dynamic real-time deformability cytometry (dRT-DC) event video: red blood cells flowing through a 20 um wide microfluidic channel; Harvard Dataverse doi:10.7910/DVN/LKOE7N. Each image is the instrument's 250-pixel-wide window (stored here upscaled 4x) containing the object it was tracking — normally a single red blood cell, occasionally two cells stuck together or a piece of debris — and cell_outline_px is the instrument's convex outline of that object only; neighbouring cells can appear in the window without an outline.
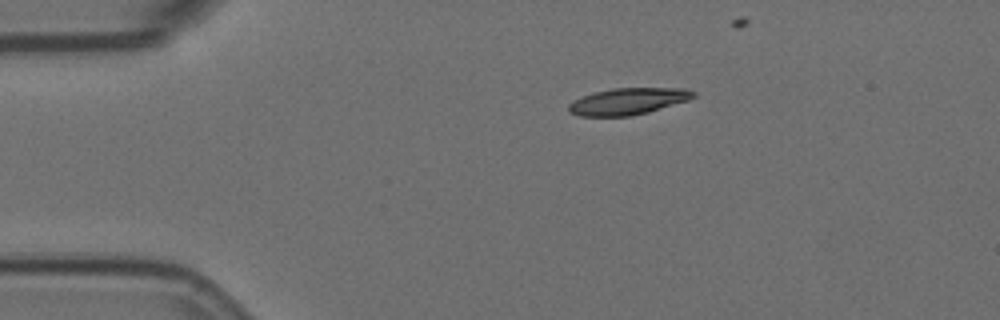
{"species": "Egyptian fruit bat (a non-hibernating species)", "species_latin": "Rousettus aegyptiacus", "temperature_condition": "room temperature", "stored_images_in_passage": 9, "camera_frame_rate_fps": 3000, "um_per_image_px": 0.085, "animal": {"sex": "female"}, "frame": {"image": 1, "passage_image": 1, "time_ms": 0.0, "image_size_px": [1000, 320], "cell_outline_px": [[696, 96], [688, 100], [648, 112], [632, 116], [580, 116], [568, 112], [568, 104], [584, 96], [596, 92], [612, 88], [688, 88], [696, 92]], "centroid_in_image_um": [53.42, 8.61], "position_along_channel_um": 31.6, "area_um2": 19.31}}
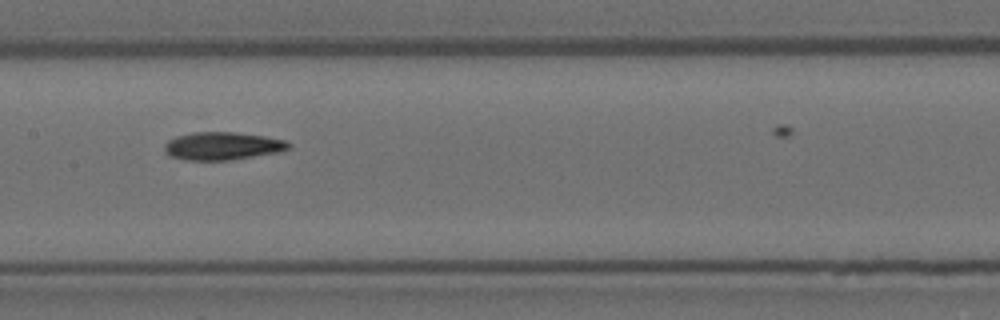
{"frame": {"image": 2, "passage_image": 6, "time_ms": 1.667, "image_size_px": [1000, 320], "cell_outline_px": [[292, 148], [284, 152], [232, 160], [184, 160], [172, 156], [164, 152], [164, 144], [168, 140], [176, 136], [192, 132], [236, 132], [264, 136], [288, 140], [292, 144]], "centroid_in_image_um": [18.99, 12.41], "position_along_channel_um": 188.4, "area_um2": 20.69}}
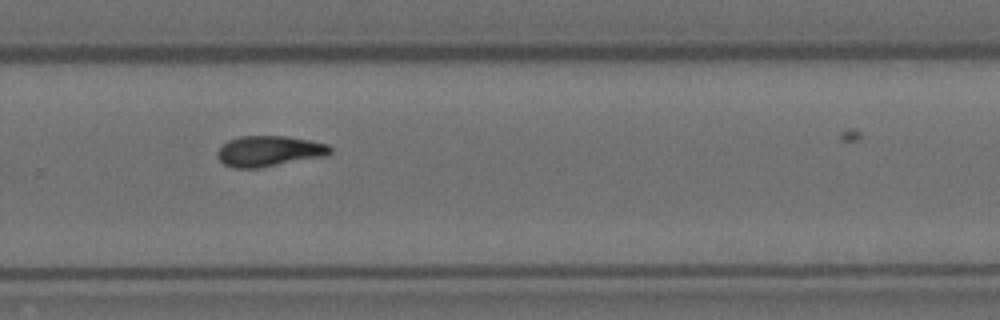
{"frame": {"image": 3, "passage_image": 9, "time_ms": 2.667, "image_size_px": [1000, 320], "cell_outline_px": [[332, 152], [328, 156], [260, 168], [232, 168], [224, 164], [216, 156], [216, 152], [228, 140], [240, 136], [284, 136], [308, 140], [328, 144], [332, 148]], "centroid_in_image_um": [22.89, 12.86], "position_along_channel_um": 306.9, "area_um2": 20.35}}